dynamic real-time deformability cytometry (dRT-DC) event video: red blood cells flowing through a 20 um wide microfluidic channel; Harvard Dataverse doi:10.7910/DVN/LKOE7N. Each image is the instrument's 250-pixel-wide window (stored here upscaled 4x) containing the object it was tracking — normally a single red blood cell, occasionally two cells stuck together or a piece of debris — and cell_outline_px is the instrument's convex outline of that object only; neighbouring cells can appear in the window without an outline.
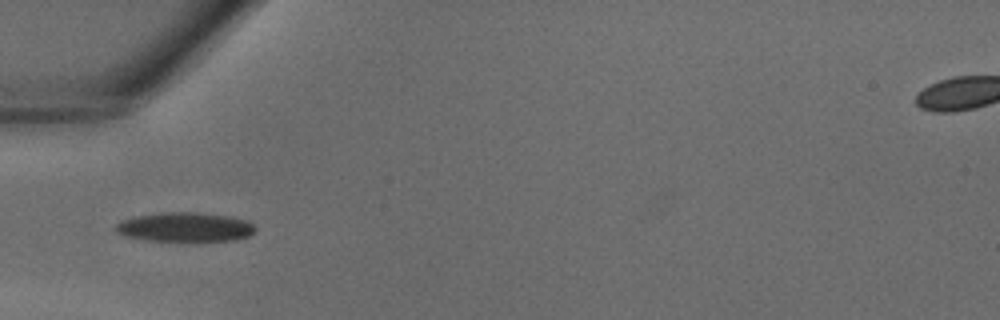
{"species": "common noctule bat (a hibernating species)", "species_latin": "Nyctalus noctula", "temperature_condition": "warm", "stored_images_in_passage": 24, "camera_frame_rate_fps": 3000, "um_per_image_px": 0.085, "animal": {"sex": "male", "body_mass_g": 18.8}, "frame": {"image": 1, "passage_image": 1, "time_ms": 0.0, "image_size_px": [1000, 320], "cell_outline_px": [[256, 228], [248, 236], [236, 240], [196, 244], [144, 240], [128, 236], [116, 232], [116, 224], [124, 220], [136, 216], [164, 212], [196, 212], [228, 216], [248, 220]], "centroid_in_image_um": [15.78, 19.35], "position_along_channel_um": 69.2, "area_um2": 24.74}}
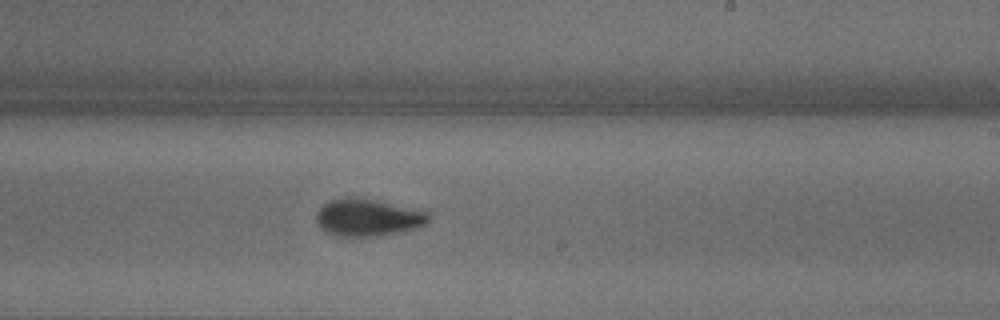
{"frame": {"image": 2, "passage_image": 12, "time_ms": 3.667, "image_size_px": [1000, 320], "cell_outline_px": [[432, 216], [428, 224], [416, 228], [380, 236], [336, 236], [320, 228], [316, 220], [316, 212], [328, 200], [344, 196], [352, 196], [372, 200], [428, 212]], "centroid_in_image_um": [31.25, 18.49], "position_along_channel_um": 257.8, "area_um2": 24.39}}
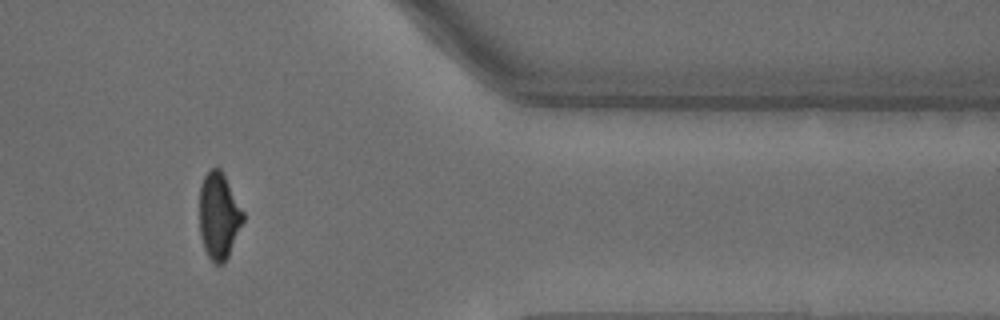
{"frame": {"image": 3, "passage_image": 21, "time_ms": 6.667, "image_size_px": [1000, 320], "cell_outline_px": [[244, 220], [228, 256], [224, 264], [216, 264], [208, 256], [204, 248], [200, 236], [200, 184], [204, 176], [216, 164], [224, 172], [244, 212]], "centroid_in_image_um": [18.61, 18.3], "position_along_channel_um": 392.8, "area_um2": 22.2}}